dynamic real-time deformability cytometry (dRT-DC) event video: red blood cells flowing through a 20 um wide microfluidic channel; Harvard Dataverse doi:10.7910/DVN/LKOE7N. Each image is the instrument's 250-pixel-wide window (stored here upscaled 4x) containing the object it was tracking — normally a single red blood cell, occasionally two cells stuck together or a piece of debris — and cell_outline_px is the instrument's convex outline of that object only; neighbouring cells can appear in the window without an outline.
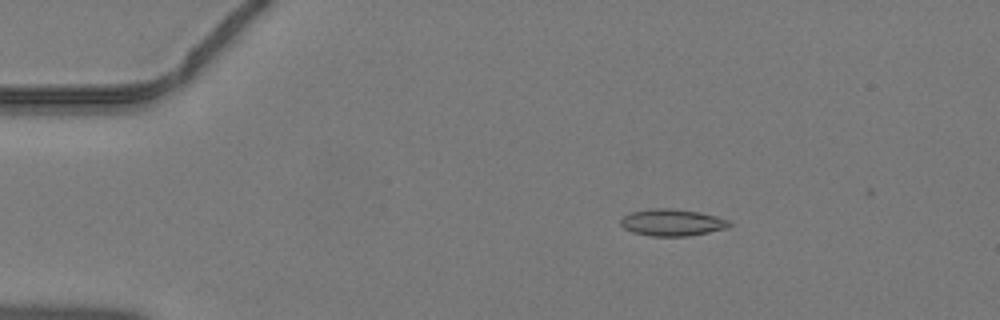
{"species": "common noctule bat (a hibernating species)", "species_latin": "Nyctalus noctula", "temperature_condition": "warm", "stored_images_in_passage": 33, "camera_frame_rate_fps": 3000, "um_per_image_px": 0.085, "animal": {"sex": "male", "body_mass_g": 19.2, "forearm_length_mm": 51.8}, "frame": {"image": 1, "passage_image": 2, "time_ms": 0.333, "image_size_px": [1000, 320], "cell_outline_px": [[732, 224], [728, 228], [688, 236], [652, 236], [632, 232], [624, 228], [620, 224], [620, 220], [624, 216], [632, 212], [652, 208], [672, 208], [700, 212], [716, 216], [728, 220]], "centroid_in_image_um": [57.14, 18.91], "position_along_channel_um": 27.9, "area_um2": 16.99}}
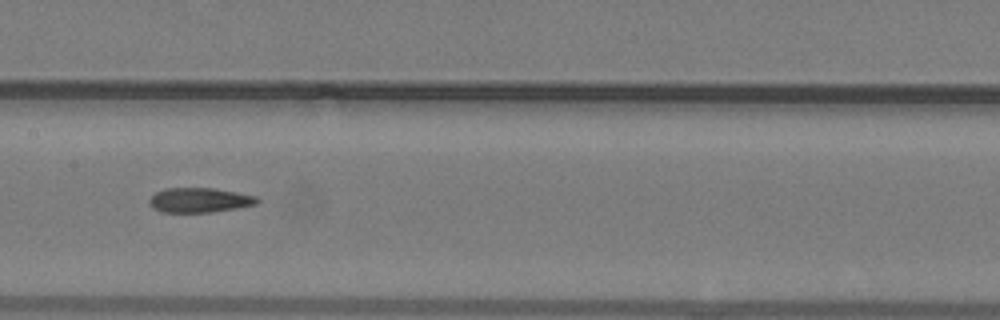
{"frame": {"image": 2, "passage_image": 17, "time_ms": 5.333, "image_size_px": [1000, 320], "cell_outline_px": [[260, 200], [256, 204], [236, 208], [208, 212], [160, 212], [152, 208], [148, 204], [148, 200], [156, 192], [164, 188], [212, 188], [236, 192], [256, 196]], "centroid_in_image_um": [16.91, 17.01], "position_along_channel_um": 190.5, "area_um2": 15.49}}
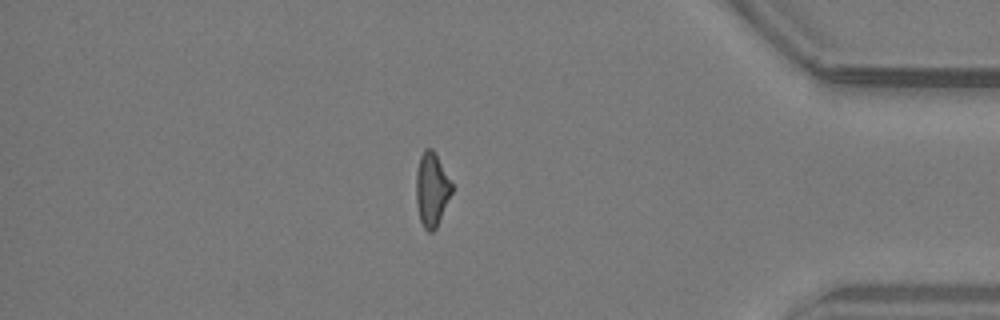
{"frame": {"image": 3, "passage_image": 33, "time_ms": 10.667, "image_size_px": [1000, 320], "cell_outline_px": [[452, 192], [436, 228], [432, 232], [428, 232], [424, 228], [420, 220], [416, 204], [416, 172], [420, 156], [424, 148], [432, 148], [452, 184]], "centroid_in_image_um": [36.67, 16.12], "position_along_channel_um": 398.5, "area_um2": 15.2}}